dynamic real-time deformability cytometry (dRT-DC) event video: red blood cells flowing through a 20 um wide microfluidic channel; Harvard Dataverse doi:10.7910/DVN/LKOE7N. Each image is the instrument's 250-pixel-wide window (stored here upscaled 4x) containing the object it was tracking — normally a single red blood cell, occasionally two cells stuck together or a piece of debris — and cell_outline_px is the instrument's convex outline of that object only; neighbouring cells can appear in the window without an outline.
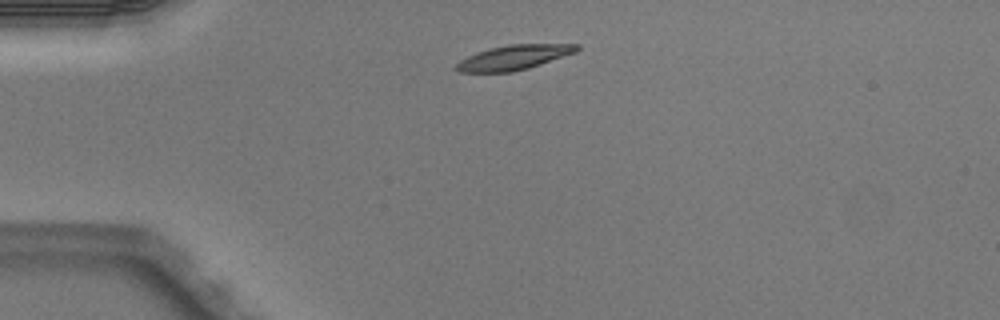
{"species": "Egyptian fruit bat (a non-hibernating species)", "species_latin": "Rousettus aegyptiacus", "temperature_condition": "warm", "stored_images_in_passage": 2, "camera_frame_rate_fps": 3000, "um_per_image_px": 0.085, "animal": {"sex": "male"}, "frame": {"image": 1, "passage_image": 1, "time_ms": 0.0, "image_size_px": [1000, 320], "cell_outline_px": [[580, 48], [576, 52], [528, 68], [512, 72], [456, 72], [452, 68], [460, 60], [476, 52], [488, 48], [508, 44], [580, 44]], "centroid_in_image_um": [43.63, 4.88], "position_along_channel_um": 41.4, "area_um2": 17.46}}